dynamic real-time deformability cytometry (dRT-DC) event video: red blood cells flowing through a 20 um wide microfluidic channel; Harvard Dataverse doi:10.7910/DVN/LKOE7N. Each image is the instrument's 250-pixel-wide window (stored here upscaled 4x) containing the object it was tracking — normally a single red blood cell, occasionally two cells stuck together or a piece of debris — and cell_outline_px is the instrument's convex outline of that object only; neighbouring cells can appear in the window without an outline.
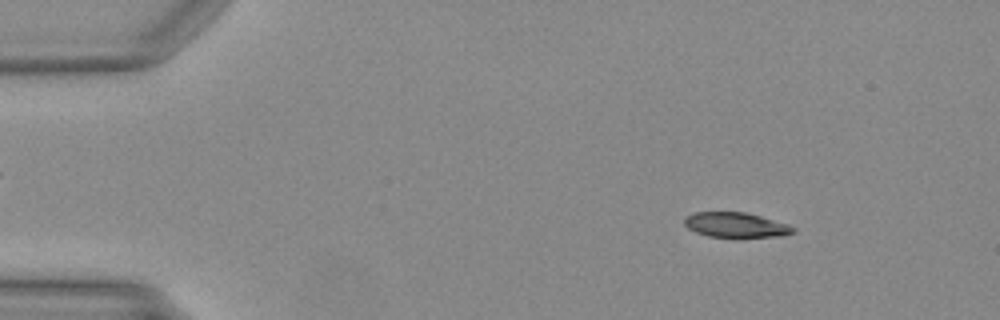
{"species": "Egyptian fruit bat (a non-hibernating species)", "species_latin": "Rousettus aegyptiacus", "temperature_condition": "warm", "stored_images_in_passage": 49, "camera_frame_rate_fps": 3000, "um_per_image_px": 0.085, "animal": {"sex": "female"}, "frame": {"image": 1, "passage_image": 6, "time_ms": 1.667, "image_size_px": [1000, 320], "cell_outline_px": [[796, 232], [780, 236], [736, 240], [708, 236], [696, 232], [688, 228], [684, 224], [684, 216], [692, 212], [744, 212], [760, 216], [788, 224], [796, 228]], "centroid_in_image_um": [62.55, 19.17], "position_along_channel_um": 22.5, "area_um2": 16.65}}
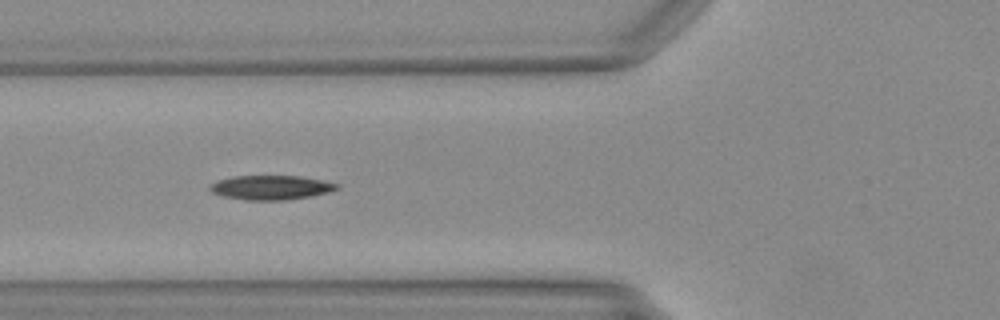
{"frame": {"image": 2, "passage_image": 18, "time_ms": 5.667, "image_size_px": [1000, 320], "cell_outline_px": [[340, 188], [328, 192], [312, 196], [288, 200], [244, 200], [224, 196], [212, 192], [208, 188], [212, 184], [220, 180], [236, 176], [300, 176], [324, 180], [340, 184]], "centroid_in_image_um": [23.1, 15.94], "position_along_channel_um": 102.7, "area_um2": 17.98}}
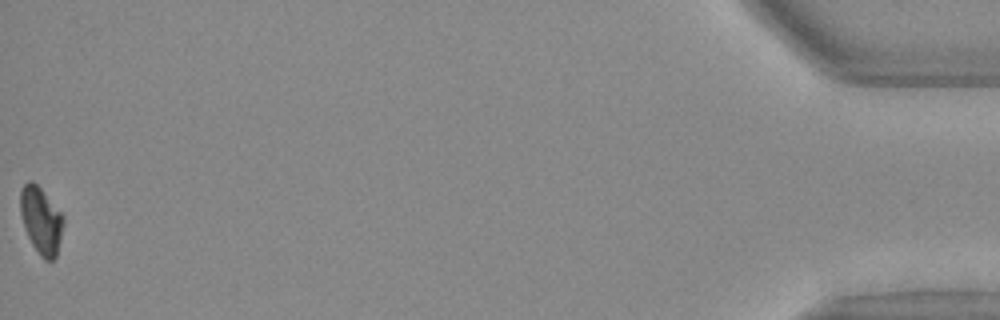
{"frame": {"image": 3, "passage_image": 49, "time_ms": 16.0, "image_size_px": [1000, 320], "cell_outline_px": [[64, 224], [56, 256], [52, 260], [44, 260], [40, 256], [32, 244], [28, 236], [20, 212], [20, 192], [24, 184], [28, 180], [32, 180], [40, 188], [64, 216]], "centroid_in_image_um": [3.5, 18.73], "position_along_channel_um": 431.7, "area_um2": 16.59}}